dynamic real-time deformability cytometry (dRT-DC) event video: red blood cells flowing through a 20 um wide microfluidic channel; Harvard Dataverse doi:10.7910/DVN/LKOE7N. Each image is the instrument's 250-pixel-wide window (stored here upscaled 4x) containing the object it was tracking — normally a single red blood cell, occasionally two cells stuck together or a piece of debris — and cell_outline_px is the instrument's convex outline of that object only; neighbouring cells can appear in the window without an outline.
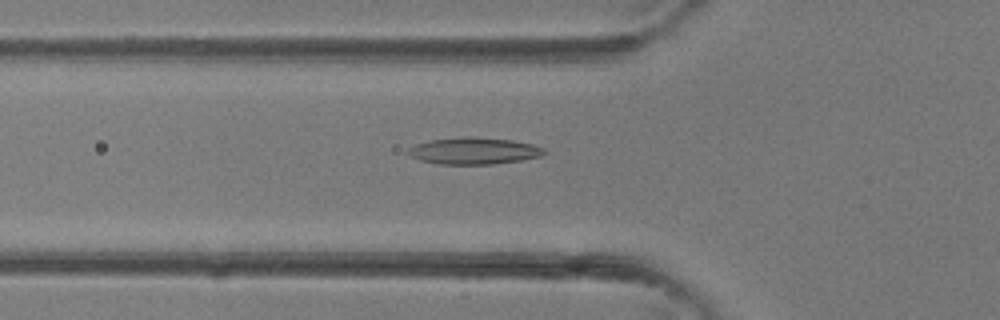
{"species": "common noctule bat (a hibernating species)", "species_latin": "Nyctalus noctula", "temperature_condition": "room temperature", "stored_images_in_passage": 39, "camera_frame_rate_fps": 3000, "um_per_image_px": 0.085, "animal": {"sex": "female"}, "frame": {"image": 1, "passage_image": 14, "time_ms": 4.333, "image_size_px": [1000, 320], "cell_outline_px": [[548, 152], [540, 156], [520, 160], [492, 164], [440, 164], [420, 160], [404, 152], [408, 148], [416, 144], [432, 140], [460, 136], [468, 136], [512, 140], [532, 144], [544, 148]], "centroid_in_image_um": [40.27, 12.82], "position_along_channel_um": 85.5, "area_um2": 21.21}}
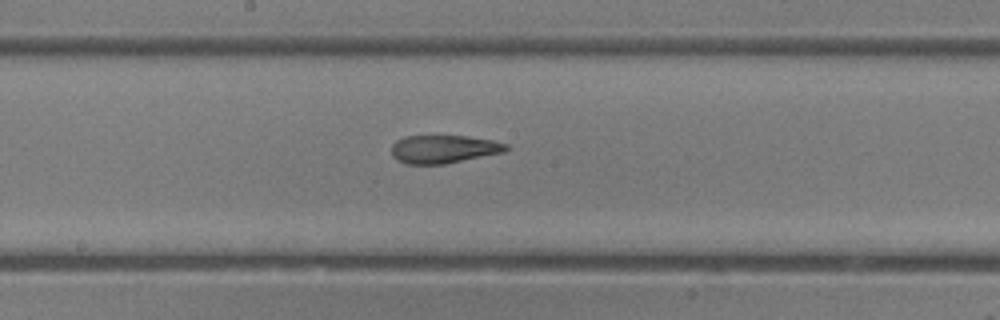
{"frame": {"image": 2, "passage_image": 21, "time_ms": 6.667, "image_size_px": [1000, 320], "cell_outline_px": [[508, 148], [504, 152], [444, 164], [404, 164], [396, 160], [392, 156], [392, 144], [396, 140], [404, 136], [468, 136], [492, 140], [508, 144]], "centroid_in_image_um": [37.68, 12.67], "position_along_channel_um": 210.5, "area_um2": 18.84}}
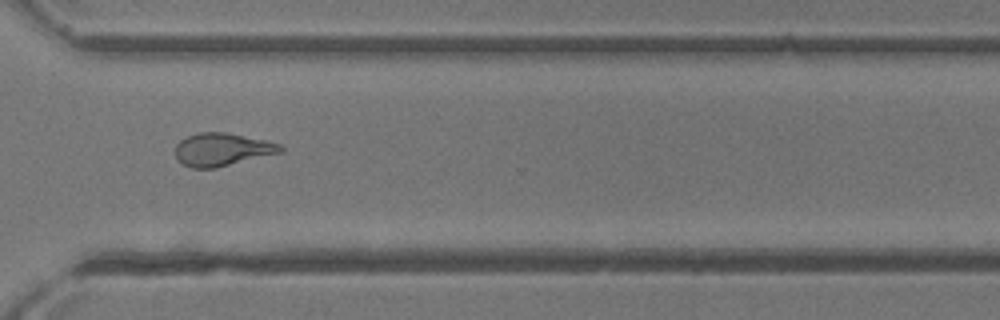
{"frame": {"image": 3, "passage_image": 29, "time_ms": 9.333, "image_size_px": [1000, 320], "cell_outline_px": [[284, 152], [216, 168], [192, 168], [176, 160], [176, 144], [180, 140], [188, 136], [200, 132], [228, 132], [268, 140], [280, 144], [284, 148]], "centroid_in_image_um": [18.92, 12.7], "position_along_channel_um": 351.7, "area_um2": 20.46}}